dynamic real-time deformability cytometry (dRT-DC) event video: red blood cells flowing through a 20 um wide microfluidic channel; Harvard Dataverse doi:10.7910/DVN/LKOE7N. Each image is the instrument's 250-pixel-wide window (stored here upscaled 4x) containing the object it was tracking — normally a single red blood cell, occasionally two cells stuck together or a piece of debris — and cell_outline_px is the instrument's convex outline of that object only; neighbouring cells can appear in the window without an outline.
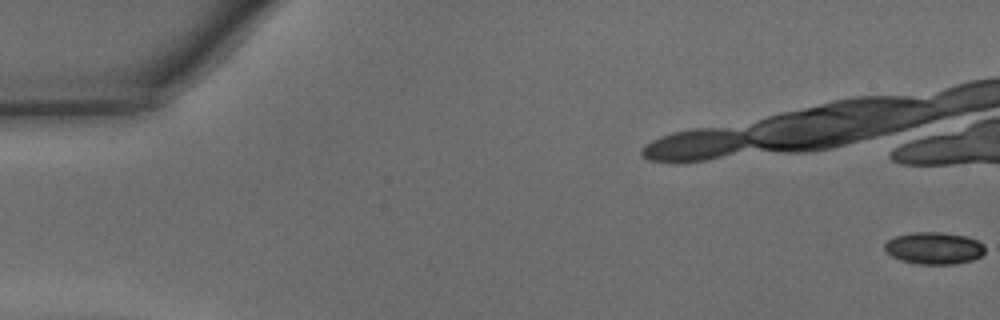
{"species": "common noctule bat (a hibernating species)", "species_latin": "Nyctalus noctula", "temperature_condition": "warm", "stored_images_in_passage": 14, "camera_frame_rate_fps": 3000, "um_per_image_px": 0.085, "animal": {"sex": "male", "body_mass_g": 15.6}, "frame": {"image": 1, "passage_image": 1, "time_ms": 0.0, "image_size_px": [1000, 320], "cell_outline_px": [[984, 252], [980, 256], [972, 260], [956, 264], [920, 264], [900, 260], [884, 252], [884, 244], [888, 240], [896, 236], [912, 232], [940, 232], [968, 236], [984, 244]], "centroid_in_image_um": [79.38, 21.09], "position_along_channel_um": 5.6, "area_um2": 18.84}}